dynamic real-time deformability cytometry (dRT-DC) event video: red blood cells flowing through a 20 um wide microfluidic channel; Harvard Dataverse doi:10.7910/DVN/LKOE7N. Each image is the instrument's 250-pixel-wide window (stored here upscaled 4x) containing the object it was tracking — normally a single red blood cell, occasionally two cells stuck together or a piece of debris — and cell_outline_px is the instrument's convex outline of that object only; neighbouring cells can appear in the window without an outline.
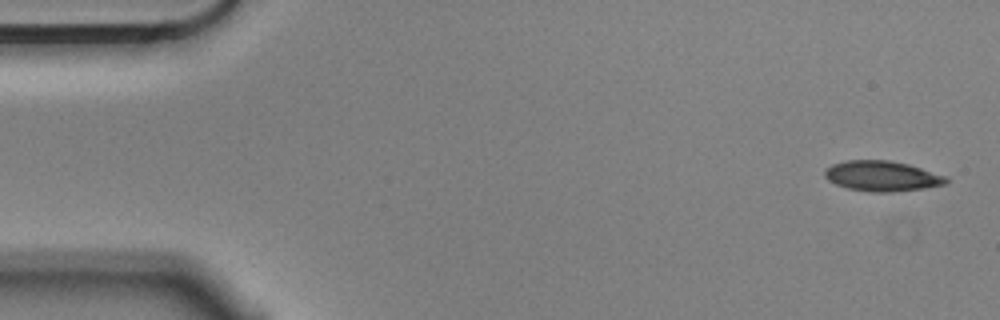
{"species": "Egyptian fruit bat (a non-hibernating species)", "species_latin": "Rousettus aegyptiacus", "temperature_condition": "cold", "stored_images_in_passage": 5, "camera_frame_rate_fps": 3000, "um_per_image_px": 0.085, "animal": {"sex": "male"}, "frame": {"image": 1, "passage_image": 1, "time_ms": 0.0, "image_size_px": [1000, 320], "cell_outline_px": [[948, 184], [924, 188], [892, 192], [872, 192], [848, 188], [836, 184], [828, 180], [824, 176], [824, 168], [832, 164], [848, 160], [888, 160], [908, 164], [948, 176]], "centroid_in_image_um": [74.98, 14.96], "position_along_channel_um": 10.0, "area_um2": 21.56}}
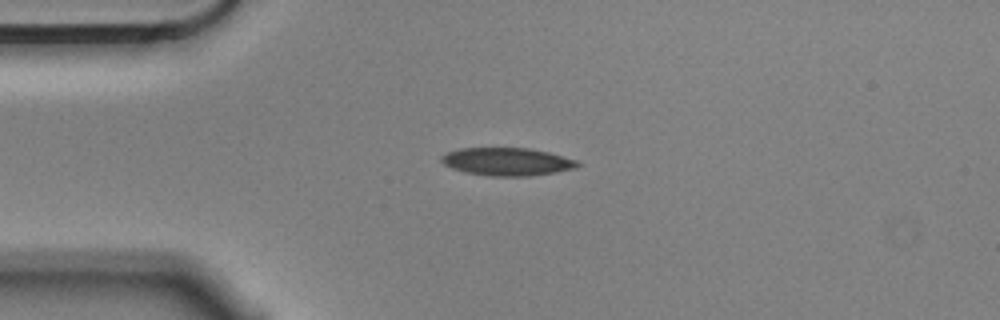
{"frame": {"image": 2, "passage_image": 4, "time_ms": 1.0, "image_size_px": [1000, 320], "cell_outline_px": [[580, 164], [576, 168], [556, 172], [532, 176], [488, 176], [464, 172], [452, 168], [444, 164], [440, 160], [440, 156], [448, 152], [460, 148], [528, 148], [548, 152], [576, 160]], "centroid_in_image_um": [43.08, 13.75], "position_along_channel_um": 41.9, "area_um2": 22.14}}